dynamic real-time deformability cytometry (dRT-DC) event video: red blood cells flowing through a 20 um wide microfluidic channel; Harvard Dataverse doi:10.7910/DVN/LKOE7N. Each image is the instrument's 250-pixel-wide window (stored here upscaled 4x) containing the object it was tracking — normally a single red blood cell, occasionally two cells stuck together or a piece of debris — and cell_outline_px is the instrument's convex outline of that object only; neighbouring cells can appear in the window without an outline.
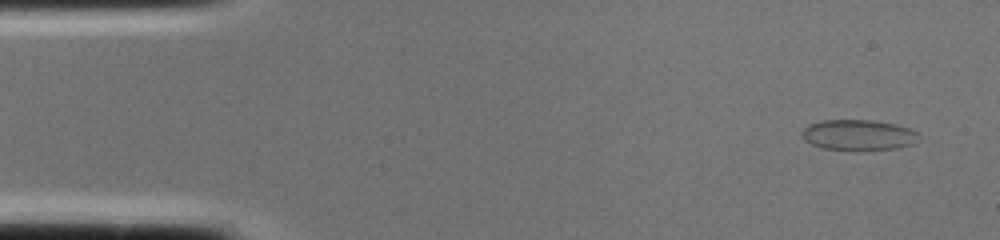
{"species": "common noctule bat (a hibernating species)", "species_latin": "Nyctalus noctula", "temperature_condition": "cold", "stored_images_in_passage": 2, "camera_frame_rate_fps": 3000, "um_per_image_px": 0.085, "animal": {"sex": "female", "body_mass_g": 22.0, "forearm_length_mm": 56.7}, "frame": {"image": 1, "passage_image": 1, "time_ms": 0.0, "image_size_px": [1000, 240], "cell_outline_px": [[920, 140], [912, 144], [896, 148], [864, 152], [856, 152], [824, 148], [812, 144], [804, 140], [800, 136], [800, 132], [808, 124], [820, 120], [872, 120], [896, 124], [920, 132]], "centroid_in_image_um": [72.97, 11.5], "position_along_channel_um": 12.0, "area_um2": 21.68}}
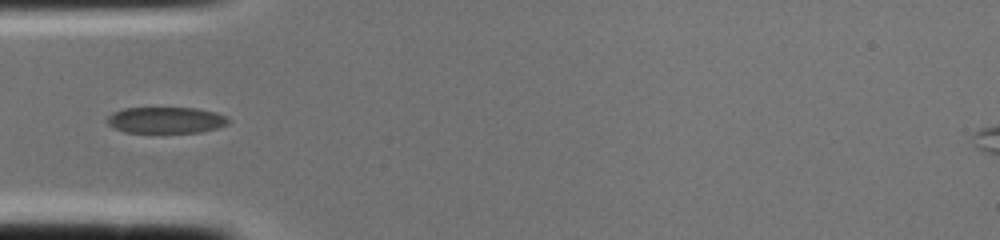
{"frame": {"image": 2, "passage_image": 2, "time_ms": 0.333, "image_size_px": [1000, 240], "cell_outline_px": [[232, 120], [228, 124], [216, 128], [200, 132], [124, 132], [108, 124], [104, 120], [112, 112], [124, 108], [196, 108], [216, 112]], "centroid_in_image_um": [14.09, 10.2], "position_along_channel_um": 70.9, "area_um2": 18.55}}